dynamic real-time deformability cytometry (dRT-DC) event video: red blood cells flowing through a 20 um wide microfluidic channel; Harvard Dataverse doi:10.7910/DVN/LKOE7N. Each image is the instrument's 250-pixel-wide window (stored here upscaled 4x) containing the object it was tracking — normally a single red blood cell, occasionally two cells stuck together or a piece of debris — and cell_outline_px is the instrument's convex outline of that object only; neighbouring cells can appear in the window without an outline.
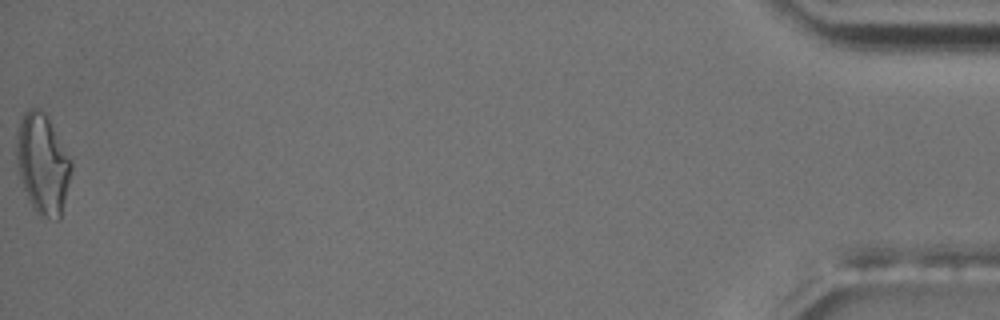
{"species": "common noctule bat (a hibernating species)", "species_latin": "Nyctalus noctula", "temperature_condition": "room temperature", "stored_images_in_passage": 56, "camera_frame_rate_fps": 3000, "um_per_image_px": 0.085, "animal": {"sex": "male", "body_mass_g": 17.5, "forearm_length_mm": 52.3}, "frame": {"image": 1, "passage_image": 56, "time_ms": 18.333, "image_size_px": [1000, 320], "cell_outline_px": [[72, 168], [60, 220], [56, 220], [40, 216], [36, 212], [24, 188], [16, 160], [16, 128], [24, 112], [28, 108], [40, 108], [48, 116], [72, 160]], "centroid_in_image_um": [3.63, 13.88], "position_along_channel_um": 431.6, "area_um2": 32.08}, "authors_computed_cell_mechanics": {"area_um2": 24.2182, "velocity_mm_per_s": 3.624, "shape_relaxation_time_tau1_ms": 10.6765, "shape_relaxation_time_tau2_ms": 3.1814, "deformation_change_tau1": 0.2631, "deformation_change_tau2": 0.1264}}